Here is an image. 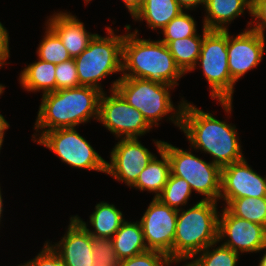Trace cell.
<instances>
[{
  "instance_id": "6da1fadb",
  "label": "cell",
  "mask_w": 266,
  "mask_h": 266,
  "mask_svg": "<svg viewBox=\"0 0 266 266\" xmlns=\"http://www.w3.org/2000/svg\"><path fill=\"white\" fill-rule=\"evenodd\" d=\"M180 130L192 149L209 154L220 168L245 158L236 126L187 100L182 109Z\"/></svg>"
},
{
  "instance_id": "7a4b0ae2",
  "label": "cell",
  "mask_w": 266,
  "mask_h": 266,
  "mask_svg": "<svg viewBox=\"0 0 266 266\" xmlns=\"http://www.w3.org/2000/svg\"><path fill=\"white\" fill-rule=\"evenodd\" d=\"M102 93L97 88L81 85L43 94L33 127L36 133L32 135V140L35 142L50 130L74 128L91 119L98 120Z\"/></svg>"
},
{
  "instance_id": "3957f363",
  "label": "cell",
  "mask_w": 266,
  "mask_h": 266,
  "mask_svg": "<svg viewBox=\"0 0 266 266\" xmlns=\"http://www.w3.org/2000/svg\"><path fill=\"white\" fill-rule=\"evenodd\" d=\"M125 25L121 77L147 79L177 87L185 74L180 70L167 45L160 40L142 39L135 28Z\"/></svg>"
},
{
  "instance_id": "277c9868",
  "label": "cell",
  "mask_w": 266,
  "mask_h": 266,
  "mask_svg": "<svg viewBox=\"0 0 266 266\" xmlns=\"http://www.w3.org/2000/svg\"><path fill=\"white\" fill-rule=\"evenodd\" d=\"M200 200L190 208L178 210L173 240V262L186 264L195 254L218 241V206ZM185 262V263H184Z\"/></svg>"
},
{
  "instance_id": "5b68a950",
  "label": "cell",
  "mask_w": 266,
  "mask_h": 266,
  "mask_svg": "<svg viewBox=\"0 0 266 266\" xmlns=\"http://www.w3.org/2000/svg\"><path fill=\"white\" fill-rule=\"evenodd\" d=\"M111 83L109 90H116L130 106L143 114L153 128L159 127L158 122L168 116L169 121L180 130L182 109L186 100L181 97L177 106L173 104L170 92L175 87L135 77H118Z\"/></svg>"
},
{
  "instance_id": "8992f818",
  "label": "cell",
  "mask_w": 266,
  "mask_h": 266,
  "mask_svg": "<svg viewBox=\"0 0 266 266\" xmlns=\"http://www.w3.org/2000/svg\"><path fill=\"white\" fill-rule=\"evenodd\" d=\"M107 36L94 35L88 47L74 58L79 83L104 92L100 83L106 77L121 73L124 35H117L107 26Z\"/></svg>"
},
{
  "instance_id": "52a82bcc",
  "label": "cell",
  "mask_w": 266,
  "mask_h": 266,
  "mask_svg": "<svg viewBox=\"0 0 266 266\" xmlns=\"http://www.w3.org/2000/svg\"><path fill=\"white\" fill-rule=\"evenodd\" d=\"M202 69L213 100H217L229 116L232 113L236 82L231 78L227 56V30H209L203 38L196 65Z\"/></svg>"
},
{
  "instance_id": "ba28073f",
  "label": "cell",
  "mask_w": 266,
  "mask_h": 266,
  "mask_svg": "<svg viewBox=\"0 0 266 266\" xmlns=\"http://www.w3.org/2000/svg\"><path fill=\"white\" fill-rule=\"evenodd\" d=\"M162 150L169 158L172 175L186 180L192 192L203 196L202 200H220L221 168L218 165L212 161L207 163L191 149L184 150L165 141Z\"/></svg>"
},
{
  "instance_id": "9c48e42d",
  "label": "cell",
  "mask_w": 266,
  "mask_h": 266,
  "mask_svg": "<svg viewBox=\"0 0 266 266\" xmlns=\"http://www.w3.org/2000/svg\"><path fill=\"white\" fill-rule=\"evenodd\" d=\"M72 168L106 173V160L80 135L76 127L60 128L43 133L36 141Z\"/></svg>"
},
{
  "instance_id": "30bf717a",
  "label": "cell",
  "mask_w": 266,
  "mask_h": 266,
  "mask_svg": "<svg viewBox=\"0 0 266 266\" xmlns=\"http://www.w3.org/2000/svg\"><path fill=\"white\" fill-rule=\"evenodd\" d=\"M104 91L99 102L98 120L110 131L116 140L120 138H138L149 133L152 126L136 108L130 106L116 91Z\"/></svg>"
},
{
  "instance_id": "8fae6325",
  "label": "cell",
  "mask_w": 266,
  "mask_h": 266,
  "mask_svg": "<svg viewBox=\"0 0 266 266\" xmlns=\"http://www.w3.org/2000/svg\"><path fill=\"white\" fill-rule=\"evenodd\" d=\"M177 213L158 198H153L139 221L148 250L163 252L172 261Z\"/></svg>"
},
{
  "instance_id": "7c38bea8",
  "label": "cell",
  "mask_w": 266,
  "mask_h": 266,
  "mask_svg": "<svg viewBox=\"0 0 266 266\" xmlns=\"http://www.w3.org/2000/svg\"><path fill=\"white\" fill-rule=\"evenodd\" d=\"M154 157L139 138H120L110 152L105 174L131 188Z\"/></svg>"
},
{
  "instance_id": "4fadbf2b",
  "label": "cell",
  "mask_w": 266,
  "mask_h": 266,
  "mask_svg": "<svg viewBox=\"0 0 266 266\" xmlns=\"http://www.w3.org/2000/svg\"><path fill=\"white\" fill-rule=\"evenodd\" d=\"M218 217V242L238 254L259 253L266 246V227L232 215L225 207ZM224 240V242H223Z\"/></svg>"
},
{
  "instance_id": "5bb4252c",
  "label": "cell",
  "mask_w": 266,
  "mask_h": 266,
  "mask_svg": "<svg viewBox=\"0 0 266 266\" xmlns=\"http://www.w3.org/2000/svg\"><path fill=\"white\" fill-rule=\"evenodd\" d=\"M265 43L266 39L250 28H245L238 35H231L227 30L228 68L235 82L262 62Z\"/></svg>"
},
{
  "instance_id": "9a60e30c",
  "label": "cell",
  "mask_w": 266,
  "mask_h": 266,
  "mask_svg": "<svg viewBox=\"0 0 266 266\" xmlns=\"http://www.w3.org/2000/svg\"><path fill=\"white\" fill-rule=\"evenodd\" d=\"M242 197H266V175L253 170L245 158L221 168L220 200H224V207Z\"/></svg>"
},
{
  "instance_id": "2e32d148",
  "label": "cell",
  "mask_w": 266,
  "mask_h": 266,
  "mask_svg": "<svg viewBox=\"0 0 266 266\" xmlns=\"http://www.w3.org/2000/svg\"><path fill=\"white\" fill-rule=\"evenodd\" d=\"M69 225L60 241H46L60 256L65 266H91L93 264V237L74 217L70 216Z\"/></svg>"
},
{
  "instance_id": "e0dca14e",
  "label": "cell",
  "mask_w": 266,
  "mask_h": 266,
  "mask_svg": "<svg viewBox=\"0 0 266 266\" xmlns=\"http://www.w3.org/2000/svg\"><path fill=\"white\" fill-rule=\"evenodd\" d=\"M57 11L49 16L47 25L61 40L71 58L79 56L96 33H90L77 16L69 12Z\"/></svg>"
},
{
  "instance_id": "ac0fdd59",
  "label": "cell",
  "mask_w": 266,
  "mask_h": 266,
  "mask_svg": "<svg viewBox=\"0 0 266 266\" xmlns=\"http://www.w3.org/2000/svg\"><path fill=\"white\" fill-rule=\"evenodd\" d=\"M252 0H205L203 25L208 30H229L228 24L244 15L251 16Z\"/></svg>"
},
{
  "instance_id": "d6986e66",
  "label": "cell",
  "mask_w": 266,
  "mask_h": 266,
  "mask_svg": "<svg viewBox=\"0 0 266 266\" xmlns=\"http://www.w3.org/2000/svg\"><path fill=\"white\" fill-rule=\"evenodd\" d=\"M157 153L160 155V159L155 156L150 163L141 171L136 183L131 187L140 191H149L155 193L153 198H157L165 184L168 181L170 171V161L167 154L162 150L164 141L154 140Z\"/></svg>"
},
{
  "instance_id": "ffe728a7",
  "label": "cell",
  "mask_w": 266,
  "mask_h": 266,
  "mask_svg": "<svg viewBox=\"0 0 266 266\" xmlns=\"http://www.w3.org/2000/svg\"><path fill=\"white\" fill-rule=\"evenodd\" d=\"M95 210L89 216V223L94 229L88 228V222L74 215V217L87 229L92 237L112 238L122 223L125 216L114 204L101 201L95 205Z\"/></svg>"
},
{
  "instance_id": "44dd1931",
  "label": "cell",
  "mask_w": 266,
  "mask_h": 266,
  "mask_svg": "<svg viewBox=\"0 0 266 266\" xmlns=\"http://www.w3.org/2000/svg\"><path fill=\"white\" fill-rule=\"evenodd\" d=\"M37 60L21 70L18 79L21 88L33 93L42 91V95L56 91V65L41 59Z\"/></svg>"
},
{
  "instance_id": "7402d4cb",
  "label": "cell",
  "mask_w": 266,
  "mask_h": 266,
  "mask_svg": "<svg viewBox=\"0 0 266 266\" xmlns=\"http://www.w3.org/2000/svg\"><path fill=\"white\" fill-rule=\"evenodd\" d=\"M112 241L119 261L148 251L139 221L125 220L112 237Z\"/></svg>"
},
{
  "instance_id": "603a6c76",
  "label": "cell",
  "mask_w": 266,
  "mask_h": 266,
  "mask_svg": "<svg viewBox=\"0 0 266 266\" xmlns=\"http://www.w3.org/2000/svg\"><path fill=\"white\" fill-rule=\"evenodd\" d=\"M184 11L176 0H144L134 21L146 22L152 30H162L173 18Z\"/></svg>"
},
{
  "instance_id": "cb8c5ba5",
  "label": "cell",
  "mask_w": 266,
  "mask_h": 266,
  "mask_svg": "<svg viewBox=\"0 0 266 266\" xmlns=\"http://www.w3.org/2000/svg\"><path fill=\"white\" fill-rule=\"evenodd\" d=\"M201 34L172 40L167 47L180 70L186 75L194 69L201 52L204 35L209 31L204 26Z\"/></svg>"
},
{
  "instance_id": "d4e9b609",
  "label": "cell",
  "mask_w": 266,
  "mask_h": 266,
  "mask_svg": "<svg viewBox=\"0 0 266 266\" xmlns=\"http://www.w3.org/2000/svg\"><path fill=\"white\" fill-rule=\"evenodd\" d=\"M217 244H219L218 241L210 244L203 251L195 254L189 262L181 266H237L241 254L221 243L219 246Z\"/></svg>"
},
{
  "instance_id": "484cf974",
  "label": "cell",
  "mask_w": 266,
  "mask_h": 266,
  "mask_svg": "<svg viewBox=\"0 0 266 266\" xmlns=\"http://www.w3.org/2000/svg\"><path fill=\"white\" fill-rule=\"evenodd\" d=\"M225 208L238 218L266 227V197L233 199Z\"/></svg>"
},
{
  "instance_id": "4316f807",
  "label": "cell",
  "mask_w": 266,
  "mask_h": 266,
  "mask_svg": "<svg viewBox=\"0 0 266 266\" xmlns=\"http://www.w3.org/2000/svg\"><path fill=\"white\" fill-rule=\"evenodd\" d=\"M191 194L192 189L188 182L170 173L165 187L157 198L163 204L178 211L187 205L189 198L192 196Z\"/></svg>"
},
{
  "instance_id": "83f0119b",
  "label": "cell",
  "mask_w": 266,
  "mask_h": 266,
  "mask_svg": "<svg viewBox=\"0 0 266 266\" xmlns=\"http://www.w3.org/2000/svg\"><path fill=\"white\" fill-rule=\"evenodd\" d=\"M45 26L44 36L36 50L38 59L55 65L72 59L59 37L47 25Z\"/></svg>"
},
{
  "instance_id": "f1b7e54d",
  "label": "cell",
  "mask_w": 266,
  "mask_h": 266,
  "mask_svg": "<svg viewBox=\"0 0 266 266\" xmlns=\"http://www.w3.org/2000/svg\"><path fill=\"white\" fill-rule=\"evenodd\" d=\"M196 28L197 23L193 16L182 11L161 30L164 38L159 40L167 45L172 40L198 35Z\"/></svg>"
},
{
  "instance_id": "f546056e",
  "label": "cell",
  "mask_w": 266,
  "mask_h": 266,
  "mask_svg": "<svg viewBox=\"0 0 266 266\" xmlns=\"http://www.w3.org/2000/svg\"><path fill=\"white\" fill-rule=\"evenodd\" d=\"M94 260L91 266H119L112 238L93 237Z\"/></svg>"
},
{
  "instance_id": "4dcf8cb0",
  "label": "cell",
  "mask_w": 266,
  "mask_h": 266,
  "mask_svg": "<svg viewBox=\"0 0 266 266\" xmlns=\"http://www.w3.org/2000/svg\"><path fill=\"white\" fill-rule=\"evenodd\" d=\"M175 264L168 255L156 250H148L139 255L121 260L119 266H170Z\"/></svg>"
},
{
  "instance_id": "1f68e13d",
  "label": "cell",
  "mask_w": 266,
  "mask_h": 266,
  "mask_svg": "<svg viewBox=\"0 0 266 266\" xmlns=\"http://www.w3.org/2000/svg\"><path fill=\"white\" fill-rule=\"evenodd\" d=\"M56 90L81 86L74 58L56 65Z\"/></svg>"
},
{
  "instance_id": "d6a6232c",
  "label": "cell",
  "mask_w": 266,
  "mask_h": 266,
  "mask_svg": "<svg viewBox=\"0 0 266 266\" xmlns=\"http://www.w3.org/2000/svg\"><path fill=\"white\" fill-rule=\"evenodd\" d=\"M251 17L253 20L247 23V29L250 28L266 39V0H252Z\"/></svg>"
},
{
  "instance_id": "836d02e7",
  "label": "cell",
  "mask_w": 266,
  "mask_h": 266,
  "mask_svg": "<svg viewBox=\"0 0 266 266\" xmlns=\"http://www.w3.org/2000/svg\"><path fill=\"white\" fill-rule=\"evenodd\" d=\"M29 266H65L60 256L45 241L42 250L31 260L26 262Z\"/></svg>"
},
{
  "instance_id": "e575fe53",
  "label": "cell",
  "mask_w": 266,
  "mask_h": 266,
  "mask_svg": "<svg viewBox=\"0 0 266 266\" xmlns=\"http://www.w3.org/2000/svg\"><path fill=\"white\" fill-rule=\"evenodd\" d=\"M9 32L0 22V68H2L7 63V59L10 58V48H9Z\"/></svg>"
},
{
  "instance_id": "d590c367",
  "label": "cell",
  "mask_w": 266,
  "mask_h": 266,
  "mask_svg": "<svg viewBox=\"0 0 266 266\" xmlns=\"http://www.w3.org/2000/svg\"><path fill=\"white\" fill-rule=\"evenodd\" d=\"M144 0H122L125 8L128 9L131 17L133 18L136 13L141 9Z\"/></svg>"
},
{
  "instance_id": "8d00e7d4",
  "label": "cell",
  "mask_w": 266,
  "mask_h": 266,
  "mask_svg": "<svg viewBox=\"0 0 266 266\" xmlns=\"http://www.w3.org/2000/svg\"><path fill=\"white\" fill-rule=\"evenodd\" d=\"M177 3L179 4V6L185 10H195V8L199 7L200 5H202V7H204L205 5V0H176Z\"/></svg>"
},
{
  "instance_id": "74e56055",
  "label": "cell",
  "mask_w": 266,
  "mask_h": 266,
  "mask_svg": "<svg viewBox=\"0 0 266 266\" xmlns=\"http://www.w3.org/2000/svg\"><path fill=\"white\" fill-rule=\"evenodd\" d=\"M9 127L10 124L5 119V117L0 113V141L2 143L4 142L5 131H7Z\"/></svg>"
},
{
  "instance_id": "f35d334b",
  "label": "cell",
  "mask_w": 266,
  "mask_h": 266,
  "mask_svg": "<svg viewBox=\"0 0 266 266\" xmlns=\"http://www.w3.org/2000/svg\"><path fill=\"white\" fill-rule=\"evenodd\" d=\"M264 250V251H263ZM265 252L263 256L261 257V260H259L258 266H266V246L261 249V252Z\"/></svg>"
},
{
  "instance_id": "ab89813d",
  "label": "cell",
  "mask_w": 266,
  "mask_h": 266,
  "mask_svg": "<svg viewBox=\"0 0 266 266\" xmlns=\"http://www.w3.org/2000/svg\"><path fill=\"white\" fill-rule=\"evenodd\" d=\"M2 191H1V187H0V224H1V219H2V217H3V206H4V203H3V198H2V193H1Z\"/></svg>"
},
{
  "instance_id": "60d3db41",
  "label": "cell",
  "mask_w": 266,
  "mask_h": 266,
  "mask_svg": "<svg viewBox=\"0 0 266 266\" xmlns=\"http://www.w3.org/2000/svg\"><path fill=\"white\" fill-rule=\"evenodd\" d=\"M4 90H5V85L0 83V96L3 94Z\"/></svg>"
},
{
  "instance_id": "b9f144b4",
  "label": "cell",
  "mask_w": 266,
  "mask_h": 266,
  "mask_svg": "<svg viewBox=\"0 0 266 266\" xmlns=\"http://www.w3.org/2000/svg\"><path fill=\"white\" fill-rule=\"evenodd\" d=\"M18 266H29L26 262L25 263H21V264H17Z\"/></svg>"
},
{
  "instance_id": "7bdbcfd3",
  "label": "cell",
  "mask_w": 266,
  "mask_h": 266,
  "mask_svg": "<svg viewBox=\"0 0 266 266\" xmlns=\"http://www.w3.org/2000/svg\"><path fill=\"white\" fill-rule=\"evenodd\" d=\"M84 1H85L86 5H87V4L90 3L92 0H84Z\"/></svg>"
},
{
  "instance_id": "ee69618b",
  "label": "cell",
  "mask_w": 266,
  "mask_h": 266,
  "mask_svg": "<svg viewBox=\"0 0 266 266\" xmlns=\"http://www.w3.org/2000/svg\"><path fill=\"white\" fill-rule=\"evenodd\" d=\"M2 145H3V143L0 141V150L2 149Z\"/></svg>"
}]
</instances>
